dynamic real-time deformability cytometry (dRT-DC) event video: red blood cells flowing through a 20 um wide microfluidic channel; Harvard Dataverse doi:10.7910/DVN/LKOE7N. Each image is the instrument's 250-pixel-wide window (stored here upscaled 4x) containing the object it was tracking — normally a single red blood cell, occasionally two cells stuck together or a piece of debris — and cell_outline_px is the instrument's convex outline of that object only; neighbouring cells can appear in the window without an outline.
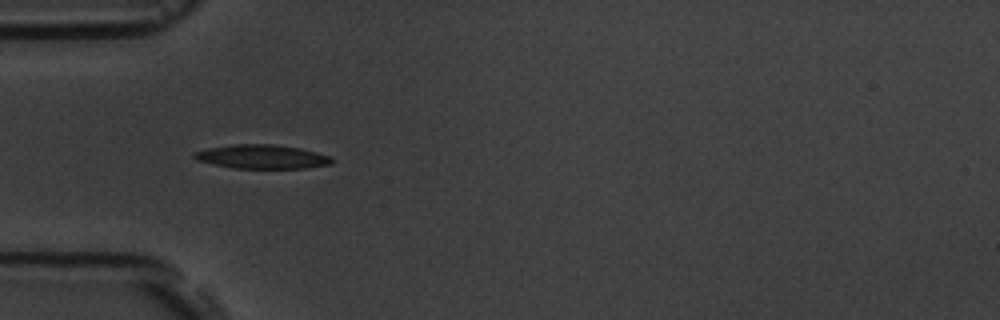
{"species": "common noctule bat (a hibernating species)", "species_latin": "Nyctalus noctula", "temperature_condition": "room temperature", "stored_images_in_passage": 16, "camera_frame_rate_fps": 3000, "um_per_image_px": 0.085, "animal": {"sex": "male", "body_mass_g": 19.5, "forearm_length_mm": 54.6}, "frame": {"image": 1, "passage_image": 5, "time_ms": 4.333, "image_size_px": [1000, 320], "cell_outline_px": [[332, 164], [304, 168], [232, 168], [212, 164], [196, 160], [192, 156], [192, 152], [208, 148], [232, 144], [272, 144], [300, 148], [332, 156]], "centroid_in_image_um": [22.23, 13.32], "position_along_channel_um": 62.8, "area_um2": 19.31}}
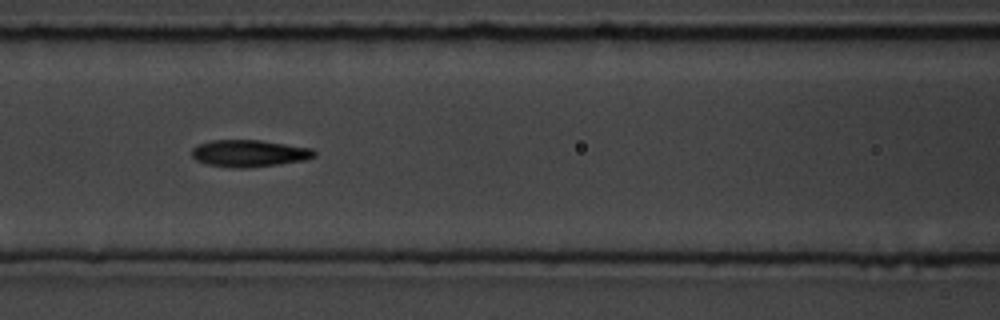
{"frame": {"image": 2, "passage_image": 7, "time_ms": 6.667, "image_size_px": [1000, 320], "cell_outline_px": [[316, 156], [304, 160], [280, 164], [244, 168], [236, 168], [208, 164], [196, 160], [192, 156], [192, 148], [200, 144], [212, 140], [260, 140], [312, 148], [316, 152]], "centroid_in_image_um": [21.2, 13.03], "position_along_channel_um": 145.4, "area_um2": 19.13}}
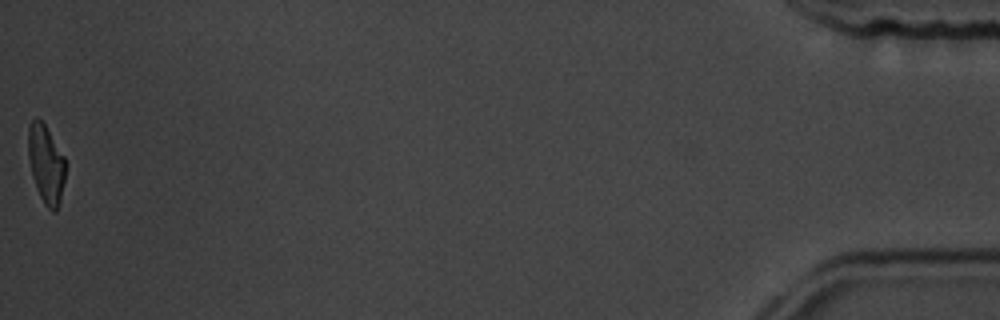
{"frame": {"image": 3, "passage_image": 16, "time_ms": 17.333, "image_size_px": [1000, 320], "cell_outline_px": [[64, 180], [60, 200], [56, 212], [52, 212], [44, 204], [36, 188], [32, 176], [28, 156], [28, 128], [32, 120], [36, 116], [44, 124], [64, 156]], "centroid_in_image_um": [3.89, 13.96], "position_along_channel_um": 431.3, "area_um2": 16.82}, "authors_computed_cell_mechanics": {"area_um2": 18.5249, "velocity_mm_per_s": 3.617, "shape_relaxation_time_tau1_ms": 5.7493, "shape_relaxation_time_tau2_ms": 2.4116, "deformation_change_tau1": 0.1616, "deformation_change_tau2": 0.0891}}